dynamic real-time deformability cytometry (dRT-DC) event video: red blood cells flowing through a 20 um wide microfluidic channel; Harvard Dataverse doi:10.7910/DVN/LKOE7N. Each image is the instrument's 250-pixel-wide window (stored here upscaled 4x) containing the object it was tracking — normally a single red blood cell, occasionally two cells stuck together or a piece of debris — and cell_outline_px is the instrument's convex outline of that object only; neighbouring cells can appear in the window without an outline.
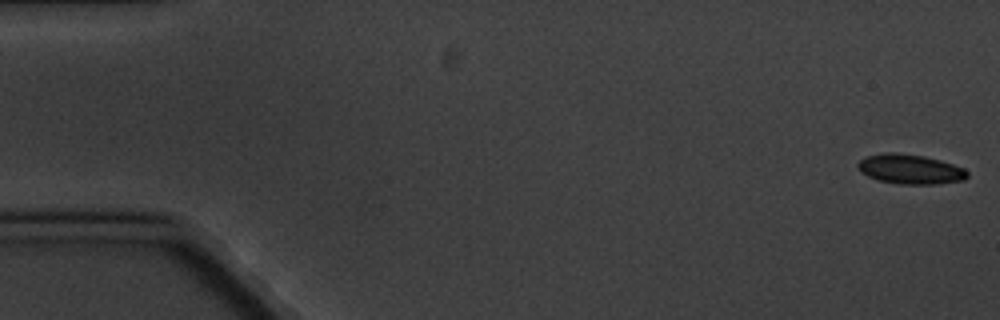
{"species": "common noctule bat (a hibernating species)", "species_latin": "Nyctalus noctula", "temperature_condition": "cold", "stored_images_in_passage": 5, "camera_frame_rate_fps": 3000, "um_per_image_px": 0.085, "animal": {"sex": "male", "body_mass_g": 20.1, "forearm_length_mm": 53.5}, "frame": {"image": 1, "passage_image": 1, "time_ms": 0.0, "image_size_px": [1000, 320], "cell_outline_px": [[968, 176], [964, 180], [936, 184], [900, 184], [876, 180], [860, 172], [856, 164], [860, 160], [868, 156], [884, 152], [896, 152], [924, 156], [940, 160], [964, 168], [968, 172]], "centroid_in_image_um": [77.35, 14.38], "position_along_channel_um": 7.7, "area_um2": 19.02}}